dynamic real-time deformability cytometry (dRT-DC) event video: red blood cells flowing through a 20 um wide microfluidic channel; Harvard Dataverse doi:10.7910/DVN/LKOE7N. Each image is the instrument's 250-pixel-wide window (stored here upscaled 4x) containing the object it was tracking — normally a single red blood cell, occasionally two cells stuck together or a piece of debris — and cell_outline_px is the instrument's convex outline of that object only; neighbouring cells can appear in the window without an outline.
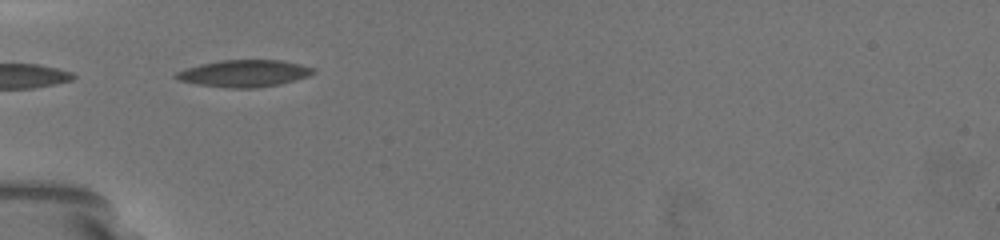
{"species": "common noctule bat (a hibernating species)", "species_latin": "Nyctalus noctula", "temperature_condition": "warm", "stored_images_in_passage": 8, "camera_frame_rate_fps": 3000, "um_per_image_px": 0.085, "animal": {"sex": "female", "body_mass_g": 19.5, "forearm_length_mm": 54.1}, "frame": {"image": 1, "passage_image": 1, "time_ms": 0.0, "image_size_px": [1000, 240], "cell_outline_px": [[316, 72], [308, 76], [280, 84], [256, 88], [224, 88], [196, 84], [176, 80], [172, 76], [176, 72], [184, 68], [200, 64], [220, 60], [280, 60], [300, 64], [316, 68]], "centroid_in_image_um": [20.71, 6.24], "position_along_channel_um": 64.3, "area_um2": 21.85}}